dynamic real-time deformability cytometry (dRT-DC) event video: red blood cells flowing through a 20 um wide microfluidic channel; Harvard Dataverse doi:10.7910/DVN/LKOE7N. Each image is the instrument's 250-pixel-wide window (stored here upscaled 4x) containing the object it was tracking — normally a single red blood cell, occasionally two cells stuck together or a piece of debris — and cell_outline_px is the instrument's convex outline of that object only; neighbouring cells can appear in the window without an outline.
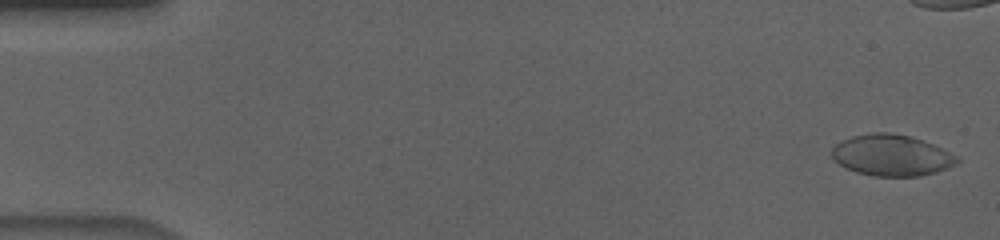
{"species": "human", "species_latin": "Homo sapiens", "temperature_condition": "cold", "stored_images_in_passage": 46, "camera_frame_rate_fps": 3000, "um_per_image_px": 0.085, "donor": {"sex": "male"}, "frame": {"image": 1, "passage_image": 2, "time_ms": 0.333, "image_size_px": [1000, 240], "cell_outline_px": [[960, 160], [956, 164], [948, 168], [936, 172], [920, 176], [872, 176], [856, 172], [840, 164], [832, 156], [832, 148], [840, 140], [852, 136], [876, 132], [888, 132], [908, 136], [932, 144], [956, 156]], "centroid_in_image_um": [75.77, 13.21], "position_along_channel_um": 9.2, "area_um2": 29.77}}
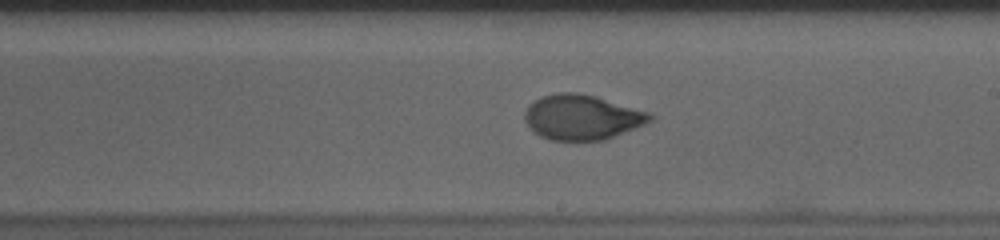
{"frame": {"image": 2, "passage_image": 33, "time_ms": 10.667, "image_size_px": [1000, 240], "cell_outline_px": [[656, 116], [652, 120], [644, 124], [604, 140], [548, 140], [532, 132], [524, 120], [524, 112], [528, 104], [540, 96], [556, 92], [576, 92], [596, 96], [652, 112]], "centroid_in_image_um": [49.45, 9.95], "position_along_channel_um": 239.6, "area_um2": 33.35}}
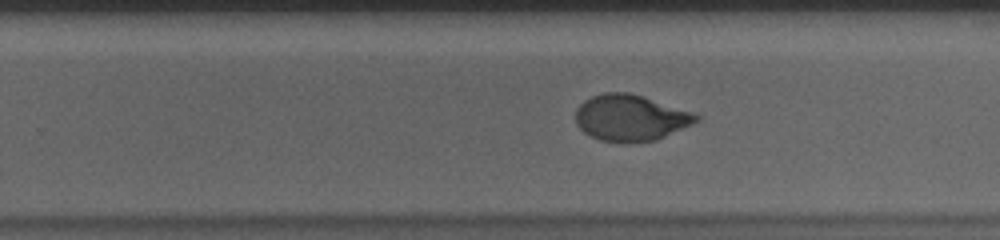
{"frame": {"image": 3, "passage_image": 36, "time_ms": 11.667, "image_size_px": [1000, 240], "cell_outline_px": [[700, 120], [692, 124], [656, 140], [628, 144], [624, 144], [600, 140], [584, 132], [576, 124], [576, 108], [584, 100], [592, 96], [604, 92], [628, 92], [692, 112], [700, 116]], "centroid_in_image_um": [53.57, 10.03], "position_along_channel_um": 276.2, "area_um2": 32.48}}